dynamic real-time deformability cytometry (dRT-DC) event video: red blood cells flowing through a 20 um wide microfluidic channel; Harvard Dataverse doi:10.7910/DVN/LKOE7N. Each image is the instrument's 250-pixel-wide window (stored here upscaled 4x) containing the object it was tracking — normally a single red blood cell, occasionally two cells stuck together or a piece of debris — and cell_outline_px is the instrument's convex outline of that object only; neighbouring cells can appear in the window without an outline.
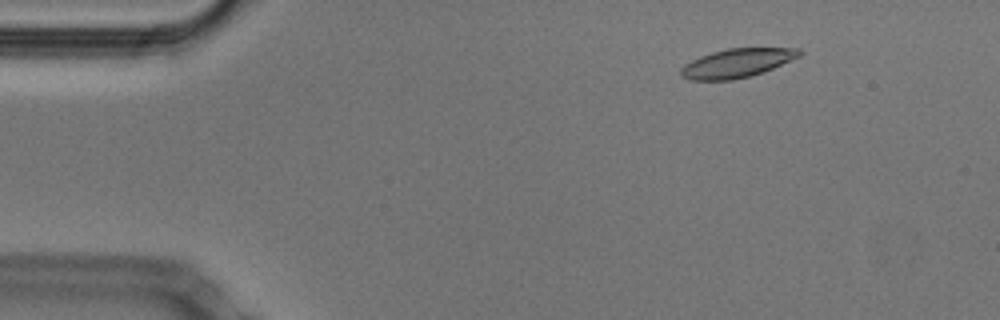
{"species": "Egyptian fruit bat (a non-hibernating species)", "species_latin": "Rousettus aegyptiacus", "temperature_condition": "cold", "stored_images_in_passage": 47, "segment_of_instrument_passage": [1, 2], "camera_frame_rate_fps": 3000, "um_per_image_px": 0.085, "animal": {"sex": "male"}, "frame": {"image": 1, "passage_image": 1, "time_ms": 0.0, "image_size_px": [1000, 320], "cell_outline_px": [[804, 52], [800, 56], [764, 72], [752, 76], [732, 80], [688, 80], [680, 76], [680, 68], [684, 64], [700, 56], [712, 52], [728, 48], [800, 48]], "centroid_in_image_um": [62.63, 5.37], "position_along_channel_um": 22.4, "area_um2": 20.11}}
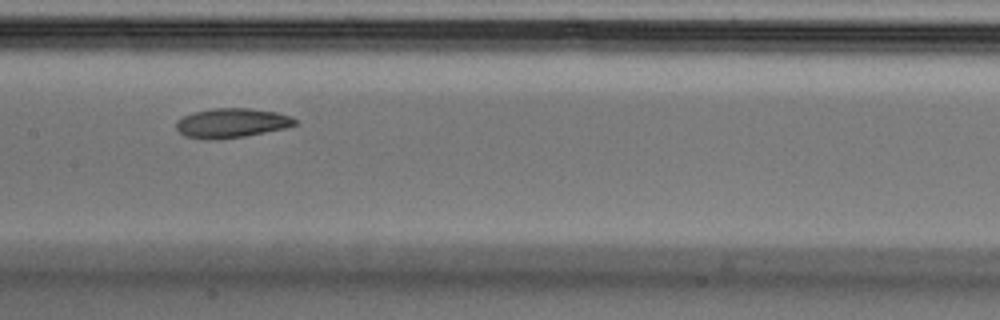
{"frame": {"image": 2, "passage_image": 20, "time_ms": 6.333, "image_size_px": [1000, 320], "cell_outline_px": [[296, 124], [284, 128], [244, 136], [208, 140], [184, 136], [176, 128], [176, 120], [192, 112], [212, 108], [252, 108], [276, 112], [292, 116], [296, 120]], "centroid_in_image_um": [19.66, 10.44], "position_along_channel_um": 187.7, "area_um2": 20.35}}
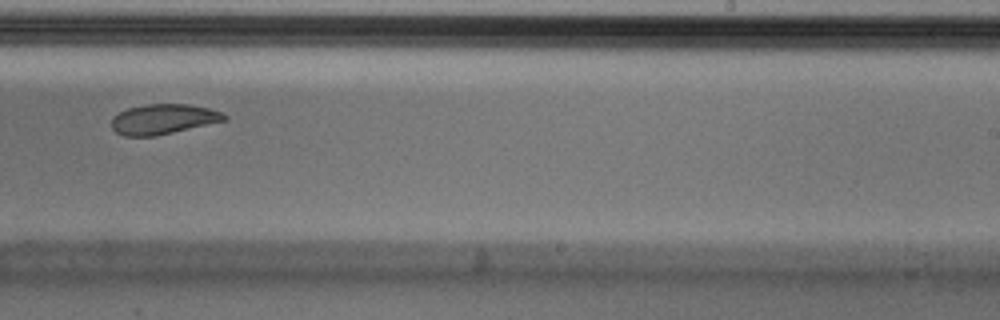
{"frame": {"image": 3, "passage_image": 27, "time_ms": 8.667, "image_size_px": [1000, 320], "cell_outline_px": [[228, 120], [156, 136], [124, 136], [116, 132], [112, 128], [112, 116], [128, 108], [144, 104], [188, 104], [208, 108], [220, 112], [228, 116]], "centroid_in_image_um": [13.88, 10.13], "position_along_channel_um": 275.1, "area_um2": 19.83}}